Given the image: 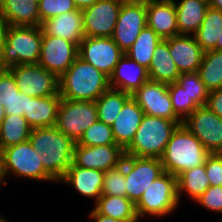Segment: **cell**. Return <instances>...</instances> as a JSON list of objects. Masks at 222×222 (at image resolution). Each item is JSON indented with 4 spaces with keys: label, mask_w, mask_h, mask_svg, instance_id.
I'll return each instance as SVG.
<instances>
[{
    "label": "cell",
    "mask_w": 222,
    "mask_h": 222,
    "mask_svg": "<svg viewBox=\"0 0 222 222\" xmlns=\"http://www.w3.org/2000/svg\"><path fill=\"white\" fill-rule=\"evenodd\" d=\"M29 141L41 155L44 170L56 181H60L72 164L76 142L56 127L32 128Z\"/></svg>",
    "instance_id": "cell-1"
},
{
    "label": "cell",
    "mask_w": 222,
    "mask_h": 222,
    "mask_svg": "<svg viewBox=\"0 0 222 222\" xmlns=\"http://www.w3.org/2000/svg\"><path fill=\"white\" fill-rule=\"evenodd\" d=\"M109 88V77L80 57L59 78L62 99L95 102Z\"/></svg>",
    "instance_id": "cell-2"
},
{
    "label": "cell",
    "mask_w": 222,
    "mask_h": 222,
    "mask_svg": "<svg viewBox=\"0 0 222 222\" xmlns=\"http://www.w3.org/2000/svg\"><path fill=\"white\" fill-rule=\"evenodd\" d=\"M210 153L184 124L178 125L171 135L160 160L164 172L176 177L194 167L205 164Z\"/></svg>",
    "instance_id": "cell-3"
},
{
    "label": "cell",
    "mask_w": 222,
    "mask_h": 222,
    "mask_svg": "<svg viewBox=\"0 0 222 222\" xmlns=\"http://www.w3.org/2000/svg\"><path fill=\"white\" fill-rule=\"evenodd\" d=\"M43 29L41 26H7L0 69L21 64H38Z\"/></svg>",
    "instance_id": "cell-4"
},
{
    "label": "cell",
    "mask_w": 222,
    "mask_h": 222,
    "mask_svg": "<svg viewBox=\"0 0 222 222\" xmlns=\"http://www.w3.org/2000/svg\"><path fill=\"white\" fill-rule=\"evenodd\" d=\"M180 124L183 121L145 114L132 142L124 149L125 155L160 159L172 133Z\"/></svg>",
    "instance_id": "cell-5"
},
{
    "label": "cell",
    "mask_w": 222,
    "mask_h": 222,
    "mask_svg": "<svg viewBox=\"0 0 222 222\" xmlns=\"http://www.w3.org/2000/svg\"><path fill=\"white\" fill-rule=\"evenodd\" d=\"M177 177L164 172L155 179L135 204L139 220L154 216L162 218L173 213L179 205ZM147 216V217H146Z\"/></svg>",
    "instance_id": "cell-6"
},
{
    "label": "cell",
    "mask_w": 222,
    "mask_h": 222,
    "mask_svg": "<svg viewBox=\"0 0 222 222\" xmlns=\"http://www.w3.org/2000/svg\"><path fill=\"white\" fill-rule=\"evenodd\" d=\"M6 179L11 175L33 181H56L44 170L41 155L32 147L30 141L12 145L1 150Z\"/></svg>",
    "instance_id": "cell-7"
},
{
    "label": "cell",
    "mask_w": 222,
    "mask_h": 222,
    "mask_svg": "<svg viewBox=\"0 0 222 222\" xmlns=\"http://www.w3.org/2000/svg\"><path fill=\"white\" fill-rule=\"evenodd\" d=\"M98 120L94 101L62 99L58 109L56 128L77 142Z\"/></svg>",
    "instance_id": "cell-8"
},
{
    "label": "cell",
    "mask_w": 222,
    "mask_h": 222,
    "mask_svg": "<svg viewBox=\"0 0 222 222\" xmlns=\"http://www.w3.org/2000/svg\"><path fill=\"white\" fill-rule=\"evenodd\" d=\"M163 173L159 158L125 155L126 197L136 204L146 188Z\"/></svg>",
    "instance_id": "cell-9"
},
{
    "label": "cell",
    "mask_w": 222,
    "mask_h": 222,
    "mask_svg": "<svg viewBox=\"0 0 222 222\" xmlns=\"http://www.w3.org/2000/svg\"><path fill=\"white\" fill-rule=\"evenodd\" d=\"M9 70L21 93L31 97L59 95V78L39 64H21Z\"/></svg>",
    "instance_id": "cell-10"
},
{
    "label": "cell",
    "mask_w": 222,
    "mask_h": 222,
    "mask_svg": "<svg viewBox=\"0 0 222 222\" xmlns=\"http://www.w3.org/2000/svg\"><path fill=\"white\" fill-rule=\"evenodd\" d=\"M183 124L210 154H222V118L207 105L197 107Z\"/></svg>",
    "instance_id": "cell-11"
},
{
    "label": "cell",
    "mask_w": 222,
    "mask_h": 222,
    "mask_svg": "<svg viewBox=\"0 0 222 222\" xmlns=\"http://www.w3.org/2000/svg\"><path fill=\"white\" fill-rule=\"evenodd\" d=\"M123 55L111 37H85L78 45V57L108 77Z\"/></svg>",
    "instance_id": "cell-12"
},
{
    "label": "cell",
    "mask_w": 222,
    "mask_h": 222,
    "mask_svg": "<svg viewBox=\"0 0 222 222\" xmlns=\"http://www.w3.org/2000/svg\"><path fill=\"white\" fill-rule=\"evenodd\" d=\"M78 57V46L60 37L42 33L38 64L60 78Z\"/></svg>",
    "instance_id": "cell-13"
},
{
    "label": "cell",
    "mask_w": 222,
    "mask_h": 222,
    "mask_svg": "<svg viewBox=\"0 0 222 222\" xmlns=\"http://www.w3.org/2000/svg\"><path fill=\"white\" fill-rule=\"evenodd\" d=\"M131 97L146 115L182 121L173 110L167 84L148 80Z\"/></svg>",
    "instance_id": "cell-14"
},
{
    "label": "cell",
    "mask_w": 222,
    "mask_h": 222,
    "mask_svg": "<svg viewBox=\"0 0 222 222\" xmlns=\"http://www.w3.org/2000/svg\"><path fill=\"white\" fill-rule=\"evenodd\" d=\"M125 150L119 145L83 146L75 144L72 163L78 167L106 172L122 164Z\"/></svg>",
    "instance_id": "cell-15"
},
{
    "label": "cell",
    "mask_w": 222,
    "mask_h": 222,
    "mask_svg": "<svg viewBox=\"0 0 222 222\" xmlns=\"http://www.w3.org/2000/svg\"><path fill=\"white\" fill-rule=\"evenodd\" d=\"M146 26V2L122 5L111 38L125 53Z\"/></svg>",
    "instance_id": "cell-16"
},
{
    "label": "cell",
    "mask_w": 222,
    "mask_h": 222,
    "mask_svg": "<svg viewBox=\"0 0 222 222\" xmlns=\"http://www.w3.org/2000/svg\"><path fill=\"white\" fill-rule=\"evenodd\" d=\"M121 5L99 0L82 11L85 37H112Z\"/></svg>",
    "instance_id": "cell-17"
},
{
    "label": "cell",
    "mask_w": 222,
    "mask_h": 222,
    "mask_svg": "<svg viewBox=\"0 0 222 222\" xmlns=\"http://www.w3.org/2000/svg\"><path fill=\"white\" fill-rule=\"evenodd\" d=\"M179 72H198L204 51L193 35H177L164 39Z\"/></svg>",
    "instance_id": "cell-18"
},
{
    "label": "cell",
    "mask_w": 222,
    "mask_h": 222,
    "mask_svg": "<svg viewBox=\"0 0 222 222\" xmlns=\"http://www.w3.org/2000/svg\"><path fill=\"white\" fill-rule=\"evenodd\" d=\"M147 26L162 39L178 35L176 8L173 0L146 1Z\"/></svg>",
    "instance_id": "cell-19"
},
{
    "label": "cell",
    "mask_w": 222,
    "mask_h": 222,
    "mask_svg": "<svg viewBox=\"0 0 222 222\" xmlns=\"http://www.w3.org/2000/svg\"><path fill=\"white\" fill-rule=\"evenodd\" d=\"M148 80V69L124 54L109 77V86L132 94Z\"/></svg>",
    "instance_id": "cell-20"
},
{
    "label": "cell",
    "mask_w": 222,
    "mask_h": 222,
    "mask_svg": "<svg viewBox=\"0 0 222 222\" xmlns=\"http://www.w3.org/2000/svg\"><path fill=\"white\" fill-rule=\"evenodd\" d=\"M103 181L104 172L92 168L78 167L72 163L59 183H65L81 196L95 199L96 202L102 195Z\"/></svg>",
    "instance_id": "cell-21"
},
{
    "label": "cell",
    "mask_w": 222,
    "mask_h": 222,
    "mask_svg": "<svg viewBox=\"0 0 222 222\" xmlns=\"http://www.w3.org/2000/svg\"><path fill=\"white\" fill-rule=\"evenodd\" d=\"M41 27L47 35L63 38L77 46L85 38L83 15L78 9L49 18Z\"/></svg>",
    "instance_id": "cell-22"
},
{
    "label": "cell",
    "mask_w": 222,
    "mask_h": 222,
    "mask_svg": "<svg viewBox=\"0 0 222 222\" xmlns=\"http://www.w3.org/2000/svg\"><path fill=\"white\" fill-rule=\"evenodd\" d=\"M144 115V111L132 97L124 103L111 125L117 145L125 149L132 142Z\"/></svg>",
    "instance_id": "cell-23"
},
{
    "label": "cell",
    "mask_w": 222,
    "mask_h": 222,
    "mask_svg": "<svg viewBox=\"0 0 222 222\" xmlns=\"http://www.w3.org/2000/svg\"><path fill=\"white\" fill-rule=\"evenodd\" d=\"M0 18L7 26H40L38 0H0Z\"/></svg>",
    "instance_id": "cell-24"
},
{
    "label": "cell",
    "mask_w": 222,
    "mask_h": 222,
    "mask_svg": "<svg viewBox=\"0 0 222 222\" xmlns=\"http://www.w3.org/2000/svg\"><path fill=\"white\" fill-rule=\"evenodd\" d=\"M61 100L60 95L28 96L27 112H24L23 115L28 125L31 128L55 127Z\"/></svg>",
    "instance_id": "cell-25"
},
{
    "label": "cell",
    "mask_w": 222,
    "mask_h": 222,
    "mask_svg": "<svg viewBox=\"0 0 222 222\" xmlns=\"http://www.w3.org/2000/svg\"><path fill=\"white\" fill-rule=\"evenodd\" d=\"M178 35H193L201 26L209 8L207 0H173Z\"/></svg>",
    "instance_id": "cell-26"
},
{
    "label": "cell",
    "mask_w": 222,
    "mask_h": 222,
    "mask_svg": "<svg viewBox=\"0 0 222 222\" xmlns=\"http://www.w3.org/2000/svg\"><path fill=\"white\" fill-rule=\"evenodd\" d=\"M148 73L151 81L167 85L177 82L181 75L170 55L168 43L164 39L155 47Z\"/></svg>",
    "instance_id": "cell-27"
},
{
    "label": "cell",
    "mask_w": 222,
    "mask_h": 222,
    "mask_svg": "<svg viewBox=\"0 0 222 222\" xmlns=\"http://www.w3.org/2000/svg\"><path fill=\"white\" fill-rule=\"evenodd\" d=\"M93 209L101 215L121 222H139L135 204L126 196L101 195Z\"/></svg>",
    "instance_id": "cell-28"
},
{
    "label": "cell",
    "mask_w": 222,
    "mask_h": 222,
    "mask_svg": "<svg viewBox=\"0 0 222 222\" xmlns=\"http://www.w3.org/2000/svg\"><path fill=\"white\" fill-rule=\"evenodd\" d=\"M222 31V11L208 8L200 28L193 34L201 49L216 50V42H220Z\"/></svg>",
    "instance_id": "cell-29"
},
{
    "label": "cell",
    "mask_w": 222,
    "mask_h": 222,
    "mask_svg": "<svg viewBox=\"0 0 222 222\" xmlns=\"http://www.w3.org/2000/svg\"><path fill=\"white\" fill-rule=\"evenodd\" d=\"M31 127L22 115H6L0 124V150L29 140Z\"/></svg>",
    "instance_id": "cell-30"
},
{
    "label": "cell",
    "mask_w": 222,
    "mask_h": 222,
    "mask_svg": "<svg viewBox=\"0 0 222 222\" xmlns=\"http://www.w3.org/2000/svg\"><path fill=\"white\" fill-rule=\"evenodd\" d=\"M209 186L205 164L189 169L177 177L178 200L180 202L181 195L185 192L192 201H196Z\"/></svg>",
    "instance_id": "cell-31"
},
{
    "label": "cell",
    "mask_w": 222,
    "mask_h": 222,
    "mask_svg": "<svg viewBox=\"0 0 222 222\" xmlns=\"http://www.w3.org/2000/svg\"><path fill=\"white\" fill-rule=\"evenodd\" d=\"M161 40L162 38L153 29L146 26L124 54L141 66L149 69L155 47Z\"/></svg>",
    "instance_id": "cell-32"
},
{
    "label": "cell",
    "mask_w": 222,
    "mask_h": 222,
    "mask_svg": "<svg viewBox=\"0 0 222 222\" xmlns=\"http://www.w3.org/2000/svg\"><path fill=\"white\" fill-rule=\"evenodd\" d=\"M131 94L109 88L96 101L98 120L111 126Z\"/></svg>",
    "instance_id": "cell-33"
},
{
    "label": "cell",
    "mask_w": 222,
    "mask_h": 222,
    "mask_svg": "<svg viewBox=\"0 0 222 222\" xmlns=\"http://www.w3.org/2000/svg\"><path fill=\"white\" fill-rule=\"evenodd\" d=\"M201 81L209 91L222 88V51L210 50L203 53L198 69Z\"/></svg>",
    "instance_id": "cell-34"
},
{
    "label": "cell",
    "mask_w": 222,
    "mask_h": 222,
    "mask_svg": "<svg viewBox=\"0 0 222 222\" xmlns=\"http://www.w3.org/2000/svg\"><path fill=\"white\" fill-rule=\"evenodd\" d=\"M76 144L83 146L117 145L111 126L99 120L84 131Z\"/></svg>",
    "instance_id": "cell-35"
},
{
    "label": "cell",
    "mask_w": 222,
    "mask_h": 222,
    "mask_svg": "<svg viewBox=\"0 0 222 222\" xmlns=\"http://www.w3.org/2000/svg\"><path fill=\"white\" fill-rule=\"evenodd\" d=\"M177 83L186 90V93L198 106H205L207 104L210 91L201 81L198 72L182 73L178 77Z\"/></svg>",
    "instance_id": "cell-36"
},
{
    "label": "cell",
    "mask_w": 222,
    "mask_h": 222,
    "mask_svg": "<svg viewBox=\"0 0 222 222\" xmlns=\"http://www.w3.org/2000/svg\"><path fill=\"white\" fill-rule=\"evenodd\" d=\"M168 92L175 114L184 121L192 112L199 107L177 82L168 85Z\"/></svg>",
    "instance_id": "cell-37"
},
{
    "label": "cell",
    "mask_w": 222,
    "mask_h": 222,
    "mask_svg": "<svg viewBox=\"0 0 222 222\" xmlns=\"http://www.w3.org/2000/svg\"><path fill=\"white\" fill-rule=\"evenodd\" d=\"M102 195L126 196L125 156L122 164L104 173Z\"/></svg>",
    "instance_id": "cell-38"
},
{
    "label": "cell",
    "mask_w": 222,
    "mask_h": 222,
    "mask_svg": "<svg viewBox=\"0 0 222 222\" xmlns=\"http://www.w3.org/2000/svg\"><path fill=\"white\" fill-rule=\"evenodd\" d=\"M40 26L49 18L77 10L71 0H38Z\"/></svg>",
    "instance_id": "cell-39"
},
{
    "label": "cell",
    "mask_w": 222,
    "mask_h": 222,
    "mask_svg": "<svg viewBox=\"0 0 222 222\" xmlns=\"http://www.w3.org/2000/svg\"><path fill=\"white\" fill-rule=\"evenodd\" d=\"M203 208L222 214V186H209L206 191L196 199Z\"/></svg>",
    "instance_id": "cell-40"
},
{
    "label": "cell",
    "mask_w": 222,
    "mask_h": 222,
    "mask_svg": "<svg viewBox=\"0 0 222 222\" xmlns=\"http://www.w3.org/2000/svg\"><path fill=\"white\" fill-rule=\"evenodd\" d=\"M20 90L15 82V77L9 69L0 70V101L6 107V103L12 99Z\"/></svg>",
    "instance_id": "cell-41"
},
{
    "label": "cell",
    "mask_w": 222,
    "mask_h": 222,
    "mask_svg": "<svg viewBox=\"0 0 222 222\" xmlns=\"http://www.w3.org/2000/svg\"><path fill=\"white\" fill-rule=\"evenodd\" d=\"M210 186H222V154H210L205 160Z\"/></svg>",
    "instance_id": "cell-42"
},
{
    "label": "cell",
    "mask_w": 222,
    "mask_h": 222,
    "mask_svg": "<svg viewBox=\"0 0 222 222\" xmlns=\"http://www.w3.org/2000/svg\"><path fill=\"white\" fill-rule=\"evenodd\" d=\"M28 95L16 93V95L6 103L4 107L5 115H24L27 112Z\"/></svg>",
    "instance_id": "cell-43"
},
{
    "label": "cell",
    "mask_w": 222,
    "mask_h": 222,
    "mask_svg": "<svg viewBox=\"0 0 222 222\" xmlns=\"http://www.w3.org/2000/svg\"><path fill=\"white\" fill-rule=\"evenodd\" d=\"M206 105L212 112L222 118V88L209 92L208 102Z\"/></svg>",
    "instance_id": "cell-44"
},
{
    "label": "cell",
    "mask_w": 222,
    "mask_h": 222,
    "mask_svg": "<svg viewBox=\"0 0 222 222\" xmlns=\"http://www.w3.org/2000/svg\"><path fill=\"white\" fill-rule=\"evenodd\" d=\"M89 218L94 222H121L105 215L98 214L94 209L89 212Z\"/></svg>",
    "instance_id": "cell-45"
},
{
    "label": "cell",
    "mask_w": 222,
    "mask_h": 222,
    "mask_svg": "<svg viewBox=\"0 0 222 222\" xmlns=\"http://www.w3.org/2000/svg\"><path fill=\"white\" fill-rule=\"evenodd\" d=\"M78 10L83 11L86 8L93 6L99 0H71Z\"/></svg>",
    "instance_id": "cell-46"
},
{
    "label": "cell",
    "mask_w": 222,
    "mask_h": 222,
    "mask_svg": "<svg viewBox=\"0 0 222 222\" xmlns=\"http://www.w3.org/2000/svg\"><path fill=\"white\" fill-rule=\"evenodd\" d=\"M5 30H6V24L0 18V64H1V58H2L3 43L5 41Z\"/></svg>",
    "instance_id": "cell-47"
},
{
    "label": "cell",
    "mask_w": 222,
    "mask_h": 222,
    "mask_svg": "<svg viewBox=\"0 0 222 222\" xmlns=\"http://www.w3.org/2000/svg\"><path fill=\"white\" fill-rule=\"evenodd\" d=\"M6 176L4 173V168H3V158H2V153L0 150V186H5L7 184L6 182ZM1 190V189H0Z\"/></svg>",
    "instance_id": "cell-48"
},
{
    "label": "cell",
    "mask_w": 222,
    "mask_h": 222,
    "mask_svg": "<svg viewBox=\"0 0 222 222\" xmlns=\"http://www.w3.org/2000/svg\"><path fill=\"white\" fill-rule=\"evenodd\" d=\"M119 5H135V4H140L143 2H146L147 0H113Z\"/></svg>",
    "instance_id": "cell-49"
},
{
    "label": "cell",
    "mask_w": 222,
    "mask_h": 222,
    "mask_svg": "<svg viewBox=\"0 0 222 222\" xmlns=\"http://www.w3.org/2000/svg\"><path fill=\"white\" fill-rule=\"evenodd\" d=\"M209 7L222 11V0H207Z\"/></svg>",
    "instance_id": "cell-50"
},
{
    "label": "cell",
    "mask_w": 222,
    "mask_h": 222,
    "mask_svg": "<svg viewBox=\"0 0 222 222\" xmlns=\"http://www.w3.org/2000/svg\"><path fill=\"white\" fill-rule=\"evenodd\" d=\"M3 101H0V124L5 118V111H4V106L2 105Z\"/></svg>",
    "instance_id": "cell-51"
},
{
    "label": "cell",
    "mask_w": 222,
    "mask_h": 222,
    "mask_svg": "<svg viewBox=\"0 0 222 222\" xmlns=\"http://www.w3.org/2000/svg\"><path fill=\"white\" fill-rule=\"evenodd\" d=\"M216 50L217 51H222V31L220 34V42H216Z\"/></svg>",
    "instance_id": "cell-52"
},
{
    "label": "cell",
    "mask_w": 222,
    "mask_h": 222,
    "mask_svg": "<svg viewBox=\"0 0 222 222\" xmlns=\"http://www.w3.org/2000/svg\"><path fill=\"white\" fill-rule=\"evenodd\" d=\"M0 222H9V221L0 215Z\"/></svg>",
    "instance_id": "cell-53"
}]
</instances>
